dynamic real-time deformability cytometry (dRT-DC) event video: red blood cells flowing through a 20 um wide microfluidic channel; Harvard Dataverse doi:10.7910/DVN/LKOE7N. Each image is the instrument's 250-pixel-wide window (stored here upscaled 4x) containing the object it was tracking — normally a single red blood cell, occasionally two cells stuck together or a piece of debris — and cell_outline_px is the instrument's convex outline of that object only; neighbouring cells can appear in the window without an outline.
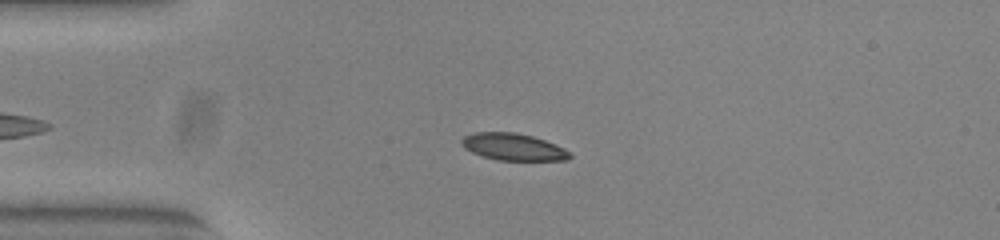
{"species": "common noctule bat (a hibernating species)", "species_latin": "Nyctalus noctula", "temperature_condition": "warm", "stored_images_in_passage": 40, "camera_frame_rate_fps": 3000, "um_per_image_px": 0.085, "animal": {"sex": "female", "body_mass_g": 23.0, "forearm_length_mm": 53.4}, "frame": {"image": 1, "passage_image": 4, "time_ms": 1.0, "image_size_px": [1000, 240], "cell_outline_px": [[572, 156], [568, 160], [496, 160], [472, 152], [464, 148], [460, 144], [460, 140], [464, 136], [476, 132], [516, 132], [532, 136], [556, 144], [564, 148]], "centroid_in_image_um": [43.61, 12.48], "position_along_channel_um": 41.4, "area_um2": 16.99}}
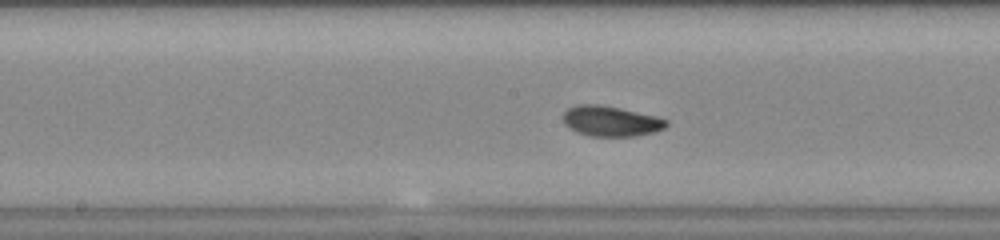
{"frame": {"image": 2, "passage_image": 18, "time_ms": 5.667, "image_size_px": [1000, 240], "cell_outline_px": [[668, 124], [664, 128], [652, 132], [636, 136], [592, 136], [576, 132], [564, 124], [564, 112], [568, 108], [576, 104], [600, 104], [620, 108], [656, 116], [668, 120]], "centroid_in_image_um": [51.91, 10.29], "position_along_channel_um": 196.3, "area_um2": 18.21}}
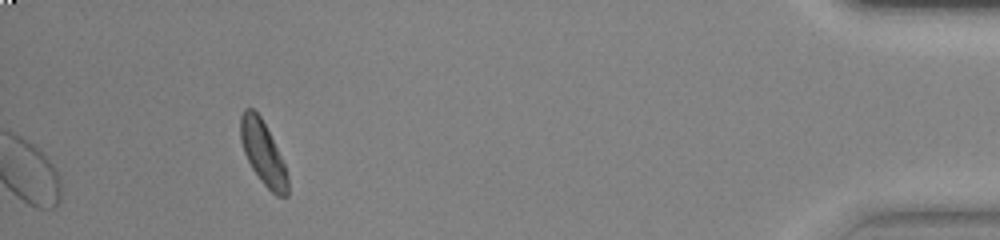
{"frame": {"image": 3, "passage_image": 40, "time_ms": 13.0, "image_size_px": [1000, 240], "cell_outline_px": [[288, 196], [276, 196], [260, 180], [252, 168], [244, 152], [240, 140], [240, 116], [244, 108], [252, 108], [260, 116], [284, 164], [288, 176]], "centroid_in_image_um": [22.33, 13.01], "position_along_channel_um": 412.9, "area_um2": 17.11}, "authors_computed_cell_mechanics": {"area_um2": 17.8602, "velocity_mm_per_s": 3.8554, "shape_relaxation_time_tau1_ms": 2.4498, "shape_relaxation_time_tau2_ms": 2.2037, "deformation_change_tau1": 0.1141, "deformation_change_tau2": 0.0656}}